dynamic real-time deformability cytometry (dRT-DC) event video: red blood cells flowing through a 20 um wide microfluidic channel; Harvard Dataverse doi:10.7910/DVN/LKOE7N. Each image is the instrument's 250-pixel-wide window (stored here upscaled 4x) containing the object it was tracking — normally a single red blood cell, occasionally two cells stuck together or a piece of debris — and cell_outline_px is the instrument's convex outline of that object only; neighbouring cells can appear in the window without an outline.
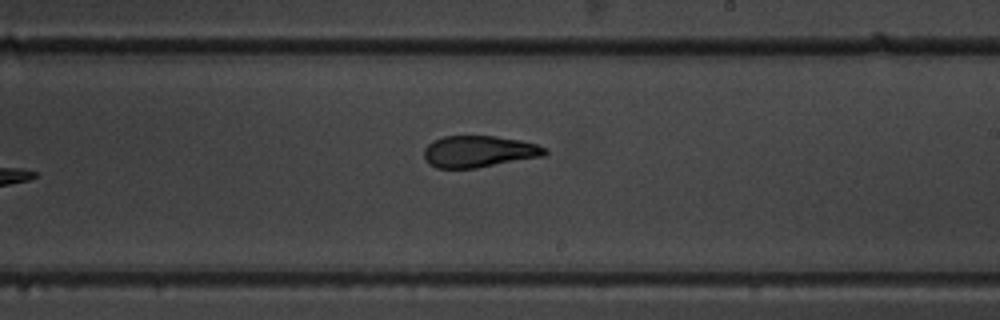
{"species": "common noctule bat (a hibernating species)", "species_latin": "Nyctalus noctula", "temperature_condition": "warm", "stored_images_in_passage": 9, "camera_frame_rate_fps": 3000, "um_per_image_px": 0.085, "animal": {"sex": "male", "body_mass_g": 19.5, "forearm_length_mm": 54.6}, "frame": {"image": 1, "passage_image": 9, "time_ms": 2.667, "image_size_px": [1000, 320], "cell_outline_px": [[548, 152], [544, 156], [476, 168], [436, 168], [428, 164], [424, 156], [424, 148], [432, 140], [444, 136], [496, 136], [520, 140], [536, 144], [548, 148]], "centroid_in_image_um": [40.7, 12.87], "position_along_channel_um": 248.3, "area_um2": 22.43}}